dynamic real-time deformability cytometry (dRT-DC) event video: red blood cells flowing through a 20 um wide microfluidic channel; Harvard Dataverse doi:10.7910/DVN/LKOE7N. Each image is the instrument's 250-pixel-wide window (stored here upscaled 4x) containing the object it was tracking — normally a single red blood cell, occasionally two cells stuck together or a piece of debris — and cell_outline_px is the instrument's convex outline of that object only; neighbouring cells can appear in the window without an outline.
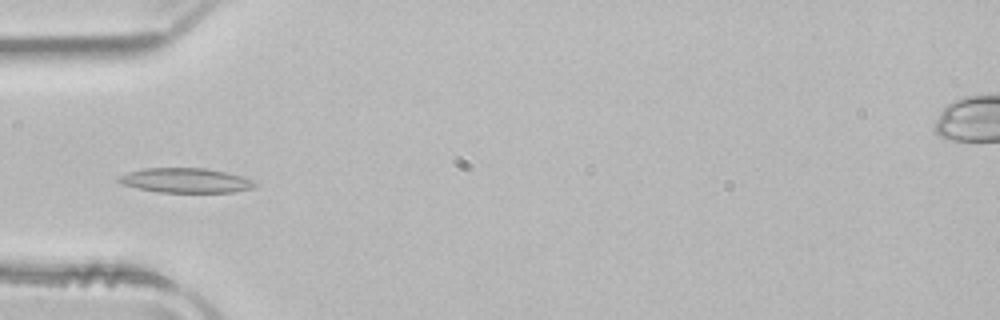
{"species": "common noctule bat (a hibernating species)", "species_latin": "Nyctalus noctula", "temperature_condition": "room temperature", "stored_images_in_passage": 39, "camera_frame_rate_fps": 3000, "um_per_image_px": 0.085, "animal": {"sex": "male", "body_mass_g": 21.5, "forearm_length_mm": 52.0}, "frame": {"image": 1, "passage_image": 4, "time_ms": 1.0, "image_size_px": [1000, 320], "cell_outline_px": [[256, 184], [252, 188], [232, 192], [156, 192], [124, 184], [116, 180], [116, 176], [128, 172], [144, 168], [208, 168], [240, 176], [252, 180]], "centroid_in_image_um": [15.73, 15.33], "position_along_channel_um": 69.3, "area_um2": 19.36}}
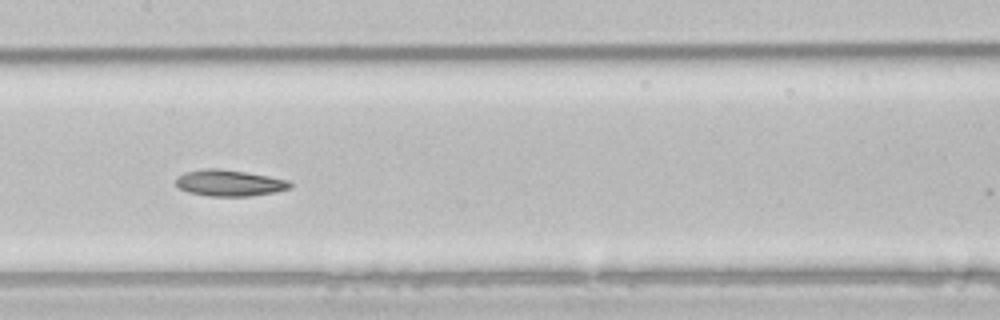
{"frame": {"image": 2, "passage_image": 13, "time_ms": 4.0, "image_size_px": [1000, 320], "cell_outline_px": [[296, 184], [292, 188], [276, 192], [248, 196], [208, 196], [188, 192], [180, 188], [176, 184], [176, 176], [184, 172], [200, 168], [220, 168], [268, 176], [288, 180]], "centroid_in_image_um": [19.51, 15.55], "position_along_channel_um": 187.9, "area_um2": 17.74}}
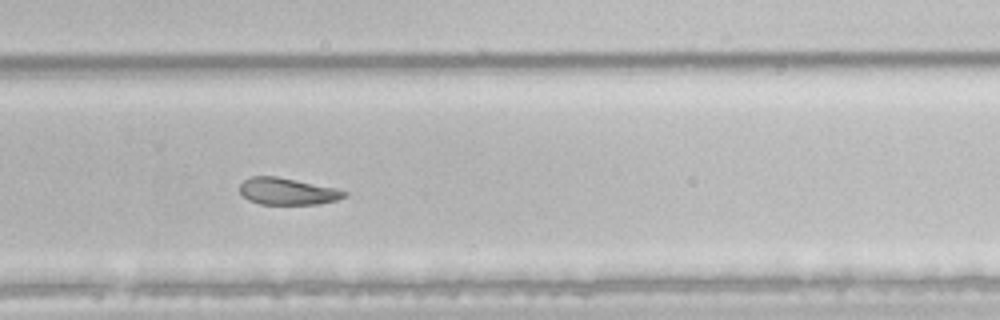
{"frame": {"image": 3, "passage_image": 22, "time_ms": 7.0, "image_size_px": [1000, 320], "cell_outline_px": [[348, 196], [336, 200], [320, 204], [260, 204], [248, 200], [240, 192], [240, 184], [244, 180], [252, 176], [276, 176], [336, 188], [348, 192]], "centroid_in_image_um": [24.45, 16.27], "position_along_channel_um": 305.4, "area_um2": 16.36}, "authors_computed_cell_mechanics": {"area_um2": 18.0336, "velocity_mm_per_s": 3.9361, "shape_relaxation_time_tau1_ms": 7.3144, "shape_relaxation_time_tau2_ms": 5.7076, "deformation_change_tau1": 0.1649, "deformation_change_tau2": 0.1279}}